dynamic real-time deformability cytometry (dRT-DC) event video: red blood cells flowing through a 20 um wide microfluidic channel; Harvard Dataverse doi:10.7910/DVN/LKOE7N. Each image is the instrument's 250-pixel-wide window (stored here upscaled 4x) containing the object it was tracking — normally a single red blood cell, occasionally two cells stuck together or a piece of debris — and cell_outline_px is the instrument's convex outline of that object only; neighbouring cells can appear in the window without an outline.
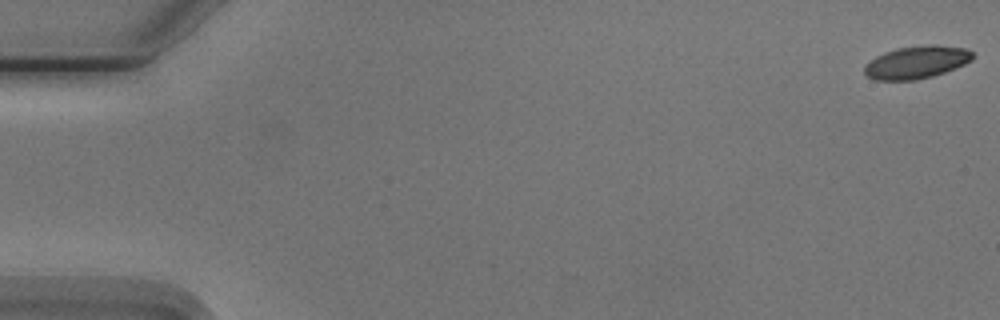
{"species": "Egyptian fruit bat (a non-hibernating species)", "species_latin": "Rousettus aegyptiacus", "temperature_condition": "cold", "stored_images_in_passage": 5, "camera_frame_rate_fps": 3000, "um_per_image_px": 0.085, "animal": {"sex": "male"}, "frame": {"image": 1, "passage_image": 1, "time_ms": 0.0, "image_size_px": [1000, 320], "cell_outline_px": [[976, 56], [972, 60], [964, 64], [944, 72], [932, 76], [916, 80], [876, 80], [868, 76], [864, 72], [864, 68], [876, 56], [884, 52], [896, 48], [964, 48], [972, 52]], "centroid_in_image_um": [77.87, 5.35], "position_along_channel_um": 7.1, "area_um2": 19.42}}